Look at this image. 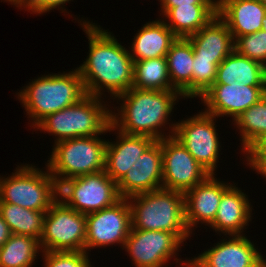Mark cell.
I'll use <instances>...</instances> for the list:
<instances>
[{"label": "cell", "mask_w": 266, "mask_h": 267, "mask_svg": "<svg viewBox=\"0 0 266 267\" xmlns=\"http://www.w3.org/2000/svg\"><path fill=\"white\" fill-rule=\"evenodd\" d=\"M81 19H78V23L87 34L89 51L85 61L77 69L86 93L103 98L106 91L114 101L133 86L134 62L130 50L122 46L114 34L103 30L97 23Z\"/></svg>", "instance_id": "obj_1"}, {"label": "cell", "mask_w": 266, "mask_h": 267, "mask_svg": "<svg viewBox=\"0 0 266 267\" xmlns=\"http://www.w3.org/2000/svg\"><path fill=\"white\" fill-rule=\"evenodd\" d=\"M181 98L183 99L177 90L159 91L132 87L115 98L121 105L120 108L113 106L115 109L111 110V125L124 134L145 135L155 140L173 136L176 123L170 124L169 118ZM167 128L169 134H164L163 131Z\"/></svg>", "instance_id": "obj_2"}, {"label": "cell", "mask_w": 266, "mask_h": 267, "mask_svg": "<svg viewBox=\"0 0 266 267\" xmlns=\"http://www.w3.org/2000/svg\"><path fill=\"white\" fill-rule=\"evenodd\" d=\"M22 88L16 95L28 120L32 121L31 127L48 114L70 107L87 95L77 68L68 73L42 75Z\"/></svg>", "instance_id": "obj_3"}, {"label": "cell", "mask_w": 266, "mask_h": 267, "mask_svg": "<svg viewBox=\"0 0 266 267\" xmlns=\"http://www.w3.org/2000/svg\"><path fill=\"white\" fill-rule=\"evenodd\" d=\"M132 227L173 233L183 244L191 237L185 219L184 193L159 189L128 198Z\"/></svg>", "instance_id": "obj_4"}, {"label": "cell", "mask_w": 266, "mask_h": 267, "mask_svg": "<svg viewBox=\"0 0 266 267\" xmlns=\"http://www.w3.org/2000/svg\"><path fill=\"white\" fill-rule=\"evenodd\" d=\"M103 99L87 94L70 107L48 114L33 129L54 135V144L65 139L106 134L111 125L112 107Z\"/></svg>", "instance_id": "obj_5"}, {"label": "cell", "mask_w": 266, "mask_h": 267, "mask_svg": "<svg viewBox=\"0 0 266 267\" xmlns=\"http://www.w3.org/2000/svg\"><path fill=\"white\" fill-rule=\"evenodd\" d=\"M45 170L21 164L11 176H0V201L47 212L58 199V184L47 166Z\"/></svg>", "instance_id": "obj_6"}, {"label": "cell", "mask_w": 266, "mask_h": 267, "mask_svg": "<svg viewBox=\"0 0 266 267\" xmlns=\"http://www.w3.org/2000/svg\"><path fill=\"white\" fill-rule=\"evenodd\" d=\"M107 141L99 136L65 139L53 144L46 166L59 185L62 181L104 170Z\"/></svg>", "instance_id": "obj_7"}, {"label": "cell", "mask_w": 266, "mask_h": 267, "mask_svg": "<svg viewBox=\"0 0 266 267\" xmlns=\"http://www.w3.org/2000/svg\"><path fill=\"white\" fill-rule=\"evenodd\" d=\"M58 199L84 215L113 206L121 197L105 170L73 177L58 185Z\"/></svg>", "instance_id": "obj_8"}, {"label": "cell", "mask_w": 266, "mask_h": 267, "mask_svg": "<svg viewBox=\"0 0 266 267\" xmlns=\"http://www.w3.org/2000/svg\"><path fill=\"white\" fill-rule=\"evenodd\" d=\"M86 216L57 199L46 212L40 246L43 252L85 251Z\"/></svg>", "instance_id": "obj_9"}, {"label": "cell", "mask_w": 266, "mask_h": 267, "mask_svg": "<svg viewBox=\"0 0 266 267\" xmlns=\"http://www.w3.org/2000/svg\"><path fill=\"white\" fill-rule=\"evenodd\" d=\"M216 119L205 111H199L197 115L178 120L173 135L210 174L216 173L222 147Z\"/></svg>", "instance_id": "obj_10"}, {"label": "cell", "mask_w": 266, "mask_h": 267, "mask_svg": "<svg viewBox=\"0 0 266 267\" xmlns=\"http://www.w3.org/2000/svg\"><path fill=\"white\" fill-rule=\"evenodd\" d=\"M86 216L85 252L106 246H123L132 228L131 206L126 198H121L113 206ZM122 246V247H121ZM89 251V252H88Z\"/></svg>", "instance_id": "obj_11"}, {"label": "cell", "mask_w": 266, "mask_h": 267, "mask_svg": "<svg viewBox=\"0 0 266 267\" xmlns=\"http://www.w3.org/2000/svg\"><path fill=\"white\" fill-rule=\"evenodd\" d=\"M183 243L170 232L131 228L123 246L135 267H168L172 258L178 265L183 262L178 252ZM170 260V261H169ZM167 264V265H166Z\"/></svg>", "instance_id": "obj_12"}, {"label": "cell", "mask_w": 266, "mask_h": 267, "mask_svg": "<svg viewBox=\"0 0 266 267\" xmlns=\"http://www.w3.org/2000/svg\"><path fill=\"white\" fill-rule=\"evenodd\" d=\"M162 188L185 193L210 173L174 136L162 139Z\"/></svg>", "instance_id": "obj_13"}, {"label": "cell", "mask_w": 266, "mask_h": 267, "mask_svg": "<svg viewBox=\"0 0 266 267\" xmlns=\"http://www.w3.org/2000/svg\"><path fill=\"white\" fill-rule=\"evenodd\" d=\"M220 240L192 259L200 267H266L265 257L246 234Z\"/></svg>", "instance_id": "obj_14"}, {"label": "cell", "mask_w": 266, "mask_h": 267, "mask_svg": "<svg viewBox=\"0 0 266 267\" xmlns=\"http://www.w3.org/2000/svg\"><path fill=\"white\" fill-rule=\"evenodd\" d=\"M266 94V86H246L240 82L213 84L203 96L204 111L217 118L237 116L258 102Z\"/></svg>", "instance_id": "obj_15"}, {"label": "cell", "mask_w": 266, "mask_h": 267, "mask_svg": "<svg viewBox=\"0 0 266 267\" xmlns=\"http://www.w3.org/2000/svg\"><path fill=\"white\" fill-rule=\"evenodd\" d=\"M162 140H156L117 183L121 198L162 189Z\"/></svg>", "instance_id": "obj_16"}, {"label": "cell", "mask_w": 266, "mask_h": 267, "mask_svg": "<svg viewBox=\"0 0 266 267\" xmlns=\"http://www.w3.org/2000/svg\"><path fill=\"white\" fill-rule=\"evenodd\" d=\"M215 175L210 174L184 193L185 219L191 234L198 224L209 226L214 221L222 195L231 186L230 183L219 181Z\"/></svg>", "instance_id": "obj_17"}, {"label": "cell", "mask_w": 266, "mask_h": 267, "mask_svg": "<svg viewBox=\"0 0 266 267\" xmlns=\"http://www.w3.org/2000/svg\"><path fill=\"white\" fill-rule=\"evenodd\" d=\"M117 131L116 142L107 140L105 152V172L118 183L136 160L156 141L145 135H128L109 126L108 132Z\"/></svg>", "instance_id": "obj_18"}, {"label": "cell", "mask_w": 266, "mask_h": 267, "mask_svg": "<svg viewBox=\"0 0 266 267\" xmlns=\"http://www.w3.org/2000/svg\"><path fill=\"white\" fill-rule=\"evenodd\" d=\"M246 193L231 183L223 193L214 221L209 225L223 236L244 235L252 218V205Z\"/></svg>", "instance_id": "obj_19"}, {"label": "cell", "mask_w": 266, "mask_h": 267, "mask_svg": "<svg viewBox=\"0 0 266 267\" xmlns=\"http://www.w3.org/2000/svg\"><path fill=\"white\" fill-rule=\"evenodd\" d=\"M217 13L235 40L262 29L266 7L259 0H217Z\"/></svg>", "instance_id": "obj_20"}, {"label": "cell", "mask_w": 266, "mask_h": 267, "mask_svg": "<svg viewBox=\"0 0 266 267\" xmlns=\"http://www.w3.org/2000/svg\"><path fill=\"white\" fill-rule=\"evenodd\" d=\"M193 46L194 58L222 62L234 51V38L226 23L217 15L197 33L187 37Z\"/></svg>", "instance_id": "obj_21"}, {"label": "cell", "mask_w": 266, "mask_h": 267, "mask_svg": "<svg viewBox=\"0 0 266 267\" xmlns=\"http://www.w3.org/2000/svg\"><path fill=\"white\" fill-rule=\"evenodd\" d=\"M177 36L162 19L148 21L134 36L130 55L134 61L166 57Z\"/></svg>", "instance_id": "obj_22"}, {"label": "cell", "mask_w": 266, "mask_h": 267, "mask_svg": "<svg viewBox=\"0 0 266 267\" xmlns=\"http://www.w3.org/2000/svg\"><path fill=\"white\" fill-rule=\"evenodd\" d=\"M160 12L161 19L178 38L197 33L218 15L217 5H185L161 8Z\"/></svg>", "instance_id": "obj_23"}, {"label": "cell", "mask_w": 266, "mask_h": 267, "mask_svg": "<svg viewBox=\"0 0 266 267\" xmlns=\"http://www.w3.org/2000/svg\"><path fill=\"white\" fill-rule=\"evenodd\" d=\"M234 82L246 86H266V67L234 50L218 65L214 84L231 85Z\"/></svg>", "instance_id": "obj_24"}, {"label": "cell", "mask_w": 266, "mask_h": 267, "mask_svg": "<svg viewBox=\"0 0 266 267\" xmlns=\"http://www.w3.org/2000/svg\"><path fill=\"white\" fill-rule=\"evenodd\" d=\"M171 86L183 98L192 99L193 46L187 38H177L166 55Z\"/></svg>", "instance_id": "obj_25"}, {"label": "cell", "mask_w": 266, "mask_h": 267, "mask_svg": "<svg viewBox=\"0 0 266 267\" xmlns=\"http://www.w3.org/2000/svg\"><path fill=\"white\" fill-rule=\"evenodd\" d=\"M0 214L8 224L12 234L26 235L38 240L42 237L46 212L0 201Z\"/></svg>", "instance_id": "obj_26"}, {"label": "cell", "mask_w": 266, "mask_h": 267, "mask_svg": "<svg viewBox=\"0 0 266 267\" xmlns=\"http://www.w3.org/2000/svg\"><path fill=\"white\" fill-rule=\"evenodd\" d=\"M39 252L43 251L38 239L12 234L0 248V267H32Z\"/></svg>", "instance_id": "obj_27"}, {"label": "cell", "mask_w": 266, "mask_h": 267, "mask_svg": "<svg viewBox=\"0 0 266 267\" xmlns=\"http://www.w3.org/2000/svg\"><path fill=\"white\" fill-rule=\"evenodd\" d=\"M147 90H175L171 86L166 57L134 61L133 86Z\"/></svg>", "instance_id": "obj_28"}, {"label": "cell", "mask_w": 266, "mask_h": 267, "mask_svg": "<svg viewBox=\"0 0 266 267\" xmlns=\"http://www.w3.org/2000/svg\"><path fill=\"white\" fill-rule=\"evenodd\" d=\"M244 153L261 136L266 135V94L234 119Z\"/></svg>", "instance_id": "obj_29"}, {"label": "cell", "mask_w": 266, "mask_h": 267, "mask_svg": "<svg viewBox=\"0 0 266 267\" xmlns=\"http://www.w3.org/2000/svg\"><path fill=\"white\" fill-rule=\"evenodd\" d=\"M221 62L212 59L194 58L192 70V98H200L214 84L217 68Z\"/></svg>", "instance_id": "obj_30"}, {"label": "cell", "mask_w": 266, "mask_h": 267, "mask_svg": "<svg viewBox=\"0 0 266 267\" xmlns=\"http://www.w3.org/2000/svg\"><path fill=\"white\" fill-rule=\"evenodd\" d=\"M234 50L266 67V31L243 35L234 40Z\"/></svg>", "instance_id": "obj_31"}, {"label": "cell", "mask_w": 266, "mask_h": 267, "mask_svg": "<svg viewBox=\"0 0 266 267\" xmlns=\"http://www.w3.org/2000/svg\"><path fill=\"white\" fill-rule=\"evenodd\" d=\"M44 267H93L85 251L42 252Z\"/></svg>", "instance_id": "obj_32"}, {"label": "cell", "mask_w": 266, "mask_h": 267, "mask_svg": "<svg viewBox=\"0 0 266 267\" xmlns=\"http://www.w3.org/2000/svg\"><path fill=\"white\" fill-rule=\"evenodd\" d=\"M72 0H30L22 9L27 10L31 14L42 15L50 12L51 10L57 9L63 12H67L64 4L69 3Z\"/></svg>", "instance_id": "obj_33"}, {"label": "cell", "mask_w": 266, "mask_h": 267, "mask_svg": "<svg viewBox=\"0 0 266 267\" xmlns=\"http://www.w3.org/2000/svg\"><path fill=\"white\" fill-rule=\"evenodd\" d=\"M243 154L247 162H266V135L261 136Z\"/></svg>", "instance_id": "obj_34"}, {"label": "cell", "mask_w": 266, "mask_h": 267, "mask_svg": "<svg viewBox=\"0 0 266 267\" xmlns=\"http://www.w3.org/2000/svg\"><path fill=\"white\" fill-rule=\"evenodd\" d=\"M160 8H175L185 5H217V0H160Z\"/></svg>", "instance_id": "obj_35"}, {"label": "cell", "mask_w": 266, "mask_h": 267, "mask_svg": "<svg viewBox=\"0 0 266 267\" xmlns=\"http://www.w3.org/2000/svg\"><path fill=\"white\" fill-rule=\"evenodd\" d=\"M12 235L8 224L0 214V248L7 242Z\"/></svg>", "instance_id": "obj_36"}, {"label": "cell", "mask_w": 266, "mask_h": 267, "mask_svg": "<svg viewBox=\"0 0 266 267\" xmlns=\"http://www.w3.org/2000/svg\"><path fill=\"white\" fill-rule=\"evenodd\" d=\"M246 166H249L253 171L266 178V162H247Z\"/></svg>", "instance_id": "obj_37"}, {"label": "cell", "mask_w": 266, "mask_h": 267, "mask_svg": "<svg viewBox=\"0 0 266 267\" xmlns=\"http://www.w3.org/2000/svg\"><path fill=\"white\" fill-rule=\"evenodd\" d=\"M4 2H10V4L16 6L22 10V8L30 1V0H3Z\"/></svg>", "instance_id": "obj_38"}, {"label": "cell", "mask_w": 266, "mask_h": 267, "mask_svg": "<svg viewBox=\"0 0 266 267\" xmlns=\"http://www.w3.org/2000/svg\"><path fill=\"white\" fill-rule=\"evenodd\" d=\"M181 262V267H200L193 259H187Z\"/></svg>", "instance_id": "obj_39"}, {"label": "cell", "mask_w": 266, "mask_h": 267, "mask_svg": "<svg viewBox=\"0 0 266 267\" xmlns=\"http://www.w3.org/2000/svg\"><path fill=\"white\" fill-rule=\"evenodd\" d=\"M262 30L266 31V15H265V18L263 20Z\"/></svg>", "instance_id": "obj_40"}, {"label": "cell", "mask_w": 266, "mask_h": 267, "mask_svg": "<svg viewBox=\"0 0 266 267\" xmlns=\"http://www.w3.org/2000/svg\"><path fill=\"white\" fill-rule=\"evenodd\" d=\"M266 7V0H259Z\"/></svg>", "instance_id": "obj_41"}]
</instances>
